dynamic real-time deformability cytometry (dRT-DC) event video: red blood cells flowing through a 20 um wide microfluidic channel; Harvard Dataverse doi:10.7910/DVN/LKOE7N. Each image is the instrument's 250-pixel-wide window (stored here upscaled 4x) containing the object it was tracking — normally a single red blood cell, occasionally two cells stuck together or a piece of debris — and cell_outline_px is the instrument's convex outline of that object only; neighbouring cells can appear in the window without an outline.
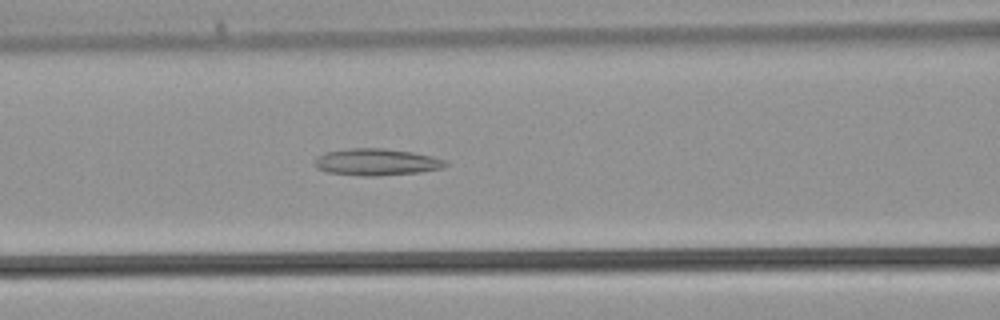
{"species": "common noctule bat (a hibernating species)", "species_latin": "Nyctalus noctula", "temperature_condition": "warm", "stored_images_in_passage": 39, "camera_frame_rate_fps": 3000, "um_per_image_px": 0.085, "animal": {"sex": "male", "body_mass_g": 21.5, "forearm_length_mm": 52.0}, "frame": {"image": 1, "passage_image": 16, "time_ms": 5.0, "image_size_px": [1000, 320], "cell_outline_px": [[448, 164], [444, 168], [420, 172], [380, 176], [360, 176], [328, 172], [316, 168], [312, 164], [312, 160], [316, 156], [328, 152], [348, 148], [384, 148], [412, 152], [432, 156], [444, 160]], "centroid_in_image_um": [31.96, 13.78], "position_along_channel_um": 134.6, "area_um2": 20.69}}
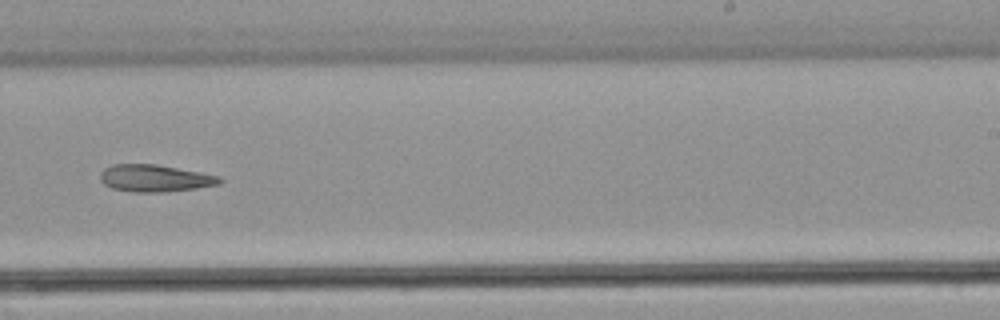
{"frame": {"image": 2, "passage_image": 24, "time_ms": 7.667, "image_size_px": [1000, 320], "cell_outline_px": [[224, 180], [220, 184], [196, 188], [168, 192], [132, 192], [112, 188], [104, 184], [100, 180], [100, 172], [104, 168], [112, 164], [156, 164], [200, 172], [220, 176]], "centroid_in_image_um": [13.17, 15.15], "position_along_channel_um": 275.8, "area_um2": 19.02}}
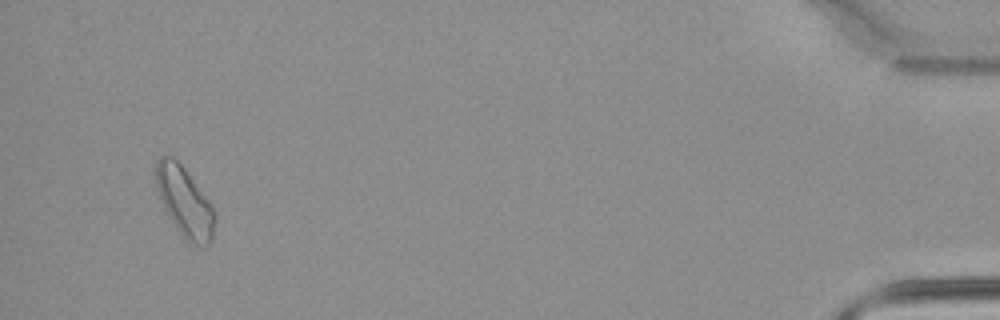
{"frame": {"image": 3, "passage_image": 37, "time_ms": 12.0, "image_size_px": [1000, 320], "cell_outline_px": [[216, 220], [212, 240], [208, 244], [188, 244], [184, 240], [168, 216], [164, 208], [156, 188], [156, 164], [160, 156], [172, 156], [184, 168], [212, 204], [216, 216]], "centroid_in_image_um": [15.71, 17.19], "position_along_channel_um": 419.5, "area_um2": 23.93}}